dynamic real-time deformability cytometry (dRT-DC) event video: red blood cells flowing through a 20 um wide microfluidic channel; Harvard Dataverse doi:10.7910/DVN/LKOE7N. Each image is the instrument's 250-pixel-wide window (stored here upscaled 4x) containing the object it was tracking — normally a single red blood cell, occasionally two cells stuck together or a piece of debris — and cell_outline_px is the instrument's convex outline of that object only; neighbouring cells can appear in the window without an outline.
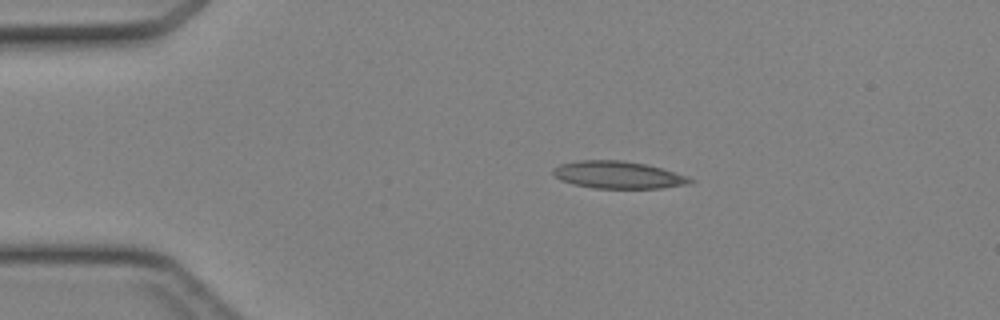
{"species": "Egyptian fruit bat (a non-hibernating species)", "species_latin": "Rousettus aegyptiacus", "temperature_condition": "cold", "stored_images_in_passage": 34, "camera_frame_rate_fps": 3000, "um_per_image_px": 0.085, "animal": {"sex": "female"}, "frame": {"image": 1, "passage_image": 3, "time_ms": 0.667, "image_size_px": [1000, 320], "cell_outline_px": [[696, 180], [692, 184], [660, 188], [596, 188], [572, 184], [560, 180], [552, 176], [552, 168], [560, 164], [580, 160], [620, 160], [644, 164], [660, 168], [688, 176]], "centroid_in_image_um": [52.52, 14.87], "position_along_channel_um": 32.5, "area_um2": 21.91}}
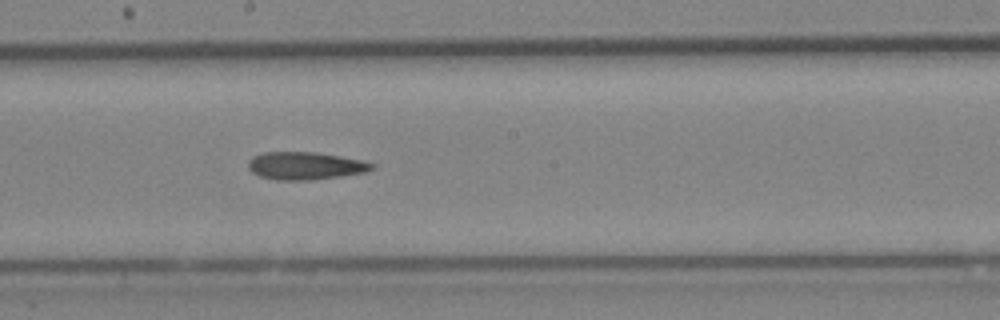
{"frame": {"image": 2, "passage_image": 19, "time_ms": 6.0, "image_size_px": [1000, 320], "cell_outline_px": [[376, 164], [372, 168], [364, 172], [340, 176], [312, 180], [276, 180], [260, 176], [252, 172], [248, 168], [248, 160], [252, 156], [264, 152], [316, 152], [364, 160]], "centroid_in_image_um": [25.93, 14.08], "position_along_channel_um": 222.3, "area_um2": 20.0}}
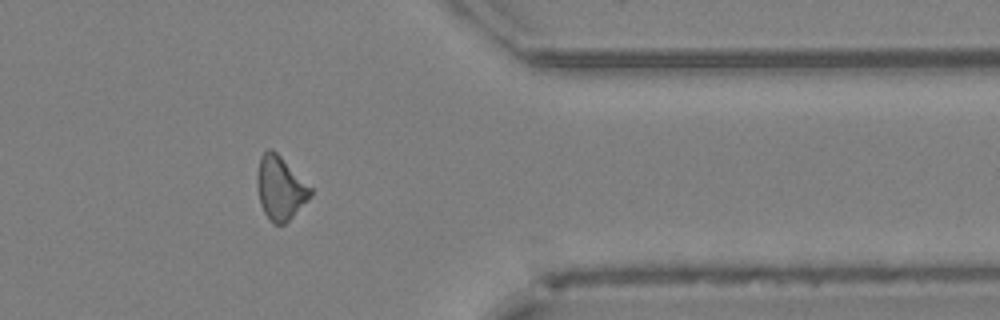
{"frame": {"image": 3, "passage_image": 31, "time_ms": 10.0, "image_size_px": [1000, 320], "cell_outline_px": [[312, 196], [284, 224], [272, 224], [264, 212], [260, 204], [256, 184], [256, 172], [260, 156], [268, 148], [272, 148], [312, 188]], "centroid_in_image_um": [23.79, 15.97], "position_along_channel_um": 387.6, "area_um2": 19.77}}